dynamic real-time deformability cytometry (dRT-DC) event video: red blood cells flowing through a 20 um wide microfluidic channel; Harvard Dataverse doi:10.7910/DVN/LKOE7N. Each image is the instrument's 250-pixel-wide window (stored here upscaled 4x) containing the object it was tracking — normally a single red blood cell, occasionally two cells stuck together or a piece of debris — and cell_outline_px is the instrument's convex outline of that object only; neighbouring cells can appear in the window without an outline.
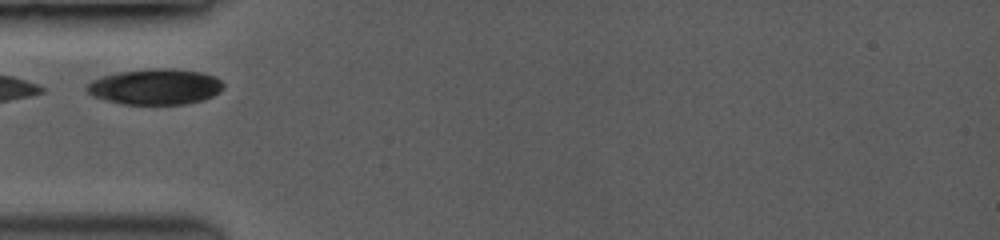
{"species": "common noctule bat (a hibernating species)", "species_latin": "Nyctalus noctula", "temperature_condition": "room temperature", "stored_images_in_passage": 16, "camera_frame_rate_fps": 3500, "um_per_image_px": 0.085, "animal": {"sex": "female", "body_mass_g": 19.0, "forearm_length_mm": 53.3}, "frame": {"image": 1, "passage_image": 1, "time_ms": 0.0, "image_size_px": [1000, 240], "cell_outline_px": [[224, 84], [212, 96], [200, 100], [184, 104], [124, 104], [108, 100], [96, 96], [88, 92], [88, 84], [92, 80], [100, 76], [120, 72], [156, 68], [176, 68], [200, 72], [212, 76], [220, 80]], "centroid_in_image_um": [13.19, 7.36], "position_along_channel_um": 71.8, "area_um2": 27.86}}